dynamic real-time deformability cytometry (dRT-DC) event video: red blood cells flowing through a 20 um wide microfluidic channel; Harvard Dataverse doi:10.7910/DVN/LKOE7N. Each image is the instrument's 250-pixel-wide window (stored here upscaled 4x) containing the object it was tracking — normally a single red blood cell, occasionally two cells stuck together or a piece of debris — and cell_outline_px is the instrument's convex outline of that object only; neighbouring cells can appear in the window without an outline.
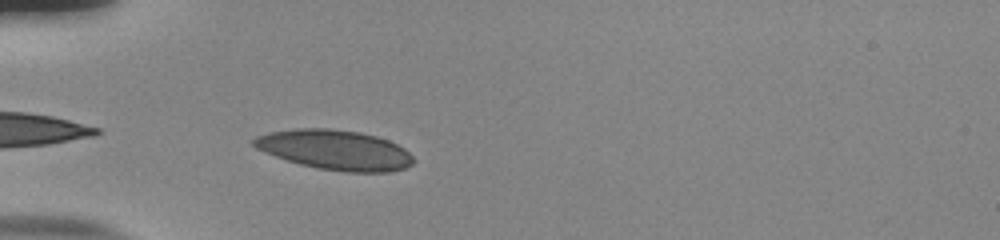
{"species": "human", "species_latin": "Homo sapiens", "temperature_condition": "room temperature", "stored_images_in_passage": 16, "camera_frame_rate_fps": 3000, "um_per_image_px": 0.085, "donor": {"sex": "male"}, "frame": {"image": 1, "passage_image": 2, "time_ms": 0.333, "image_size_px": [1000, 240], "cell_outline_px": [[416, 160], [412, 164], [404, 168], [388, 172], [344, 172], [316, 168], [300, 164], [264, 152], [256, 148], [252, 144], [252, 140], [256, 136], [268, 132], [296, 128], [332, 128], [360, 132], [376, 136], [388, 140], [404, 148]], "centroid_in_image_um": [28.47, 12.73], "position_along_channel_um": 56.5, "area_um2": 37.22}}
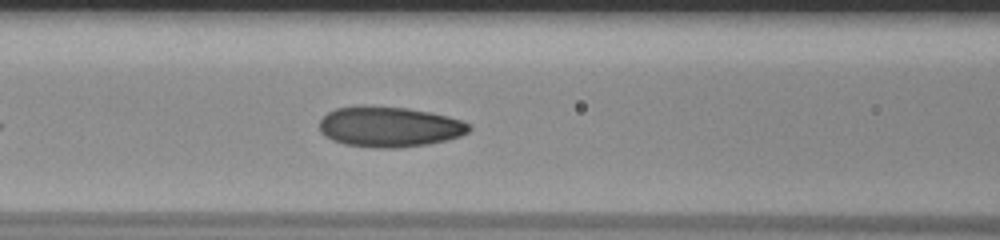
{"frame": {"image": 2, "passage_image": 9, "time_ms": 2.667, "image_size_px": [1000, 240], "cell_outline_px": [[472, 128], [468, 132], [460, 136], [448, 140], [428, 144], [396, 148], [372, 148], [344, 144], [332, 140], [324, 136], [320, 132], [320, 120], [328, 112], [336, 108], [360, 104], [364, 104], [408, 108], [448, 116], [460, 120], [468, 124]], "centroid_in_image_um": [33.06, 10.77], "position_along_channel_um": 133.5, "area_um2": 35.66}}
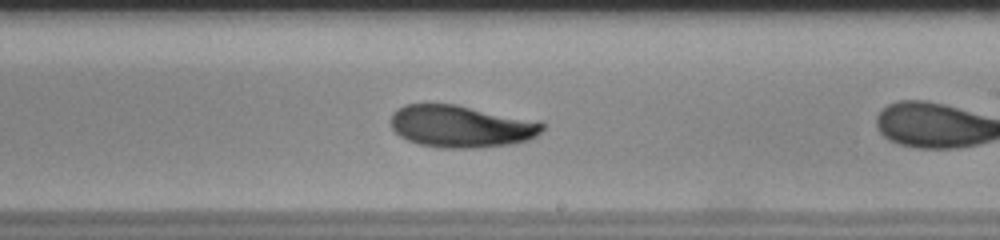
{"frame": {"image": 3, "passage_image": 15, "time_ms": 4.667, "image_size_px": [1000, 240], "cell_outline_px": [[544, 128], [536, 136], [528, 140], [512, 144], [476, 148], [440, 148], [420, 144], [408, 140], [400, 136], [392, 128], [392, 112], [396, 108], [404, 104], [456, 104], [540, 120], [544, 124]], "centroid_in_image_um": [39.23, 10.73], "position_along_channel_um": 249.8, "area_um2": 37.63}}